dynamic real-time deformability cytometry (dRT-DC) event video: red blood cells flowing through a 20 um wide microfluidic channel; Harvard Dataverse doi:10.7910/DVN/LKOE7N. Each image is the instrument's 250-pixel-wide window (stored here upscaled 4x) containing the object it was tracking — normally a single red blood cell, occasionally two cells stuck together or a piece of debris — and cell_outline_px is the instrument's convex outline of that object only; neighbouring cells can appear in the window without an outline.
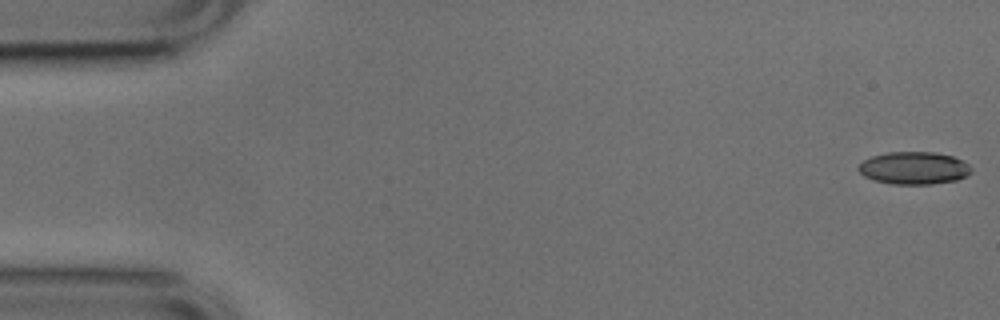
{"species": "common noctule bat (a hibernating species)", "species_latin": "Nyctalus noctula", "temperature_condition": "cold", "stored_images_in_passage": 16, "camera_frame_rate_fps": 3000, "um_per_image_px": 0.085, "animal": {"sex": "male", "body_mass_g": 17.9, "forearm_length_mm": 54.2}, "frame": {"image": 1, "passage_image": 1, "time_ms": 0.0, "image_size_px": [1000, 320], "cell_outline_px": [[972, 172], [968, 176], [956, 180], [932, 184], [892, 184], [872, 180], [864, 176], [856, 168], [864, 160], [872, 156], [888, 152], [936, 152], [952, 156], [964, 160], [972, 168]], "centroid_in_image_um": [77.71, 14.28], "position_along_channel_um": 7.3, "area_um2": 21.62}}
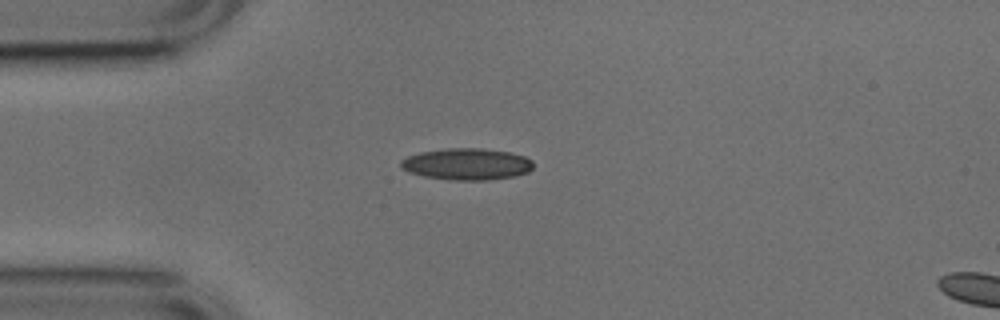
{"frame": {"image": 2, "passage_image": 13, "time_ms": 4.0, "image_size_px": [1000, 320], "cell_outline_px": [[532, 168], [528, 172], [516, 176], [488, 180], [452, 180], [424, 176], [408, 172], [400, 168], [400, 160], [408, 156], [420, 152], [448, 148], [480, 148], [512, 152], [524, 156], [532, 160]], "centroid_in_image_um": [39.67, 13.95], "position_along_channel_um": 45.3, "area_um2": 24.57}}